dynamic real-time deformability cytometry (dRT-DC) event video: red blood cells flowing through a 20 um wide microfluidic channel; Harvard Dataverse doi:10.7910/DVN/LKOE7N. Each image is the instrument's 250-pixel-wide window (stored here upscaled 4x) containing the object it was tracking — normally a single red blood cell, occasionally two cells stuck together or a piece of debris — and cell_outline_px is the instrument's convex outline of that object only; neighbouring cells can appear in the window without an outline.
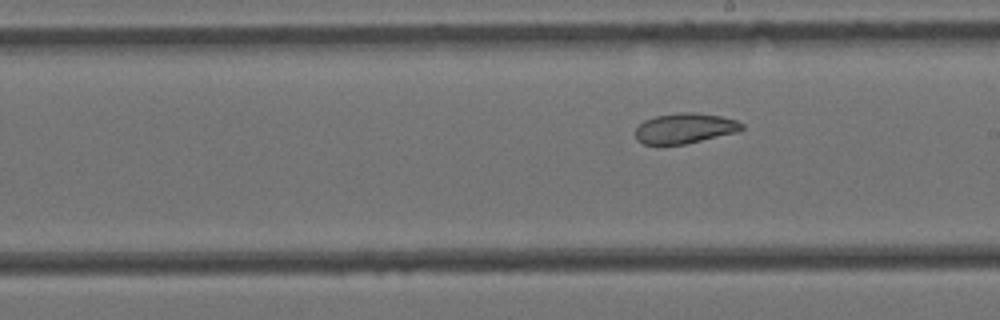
{"species": "Egyptian fruit bat (a non-hibernating species)", "species_latin": "Rousettus aegyptiacus", "temperature_condition": "cold", "stored_images_in_passage": 10, "segment_of_instrument_passage": [2, 2], "camera_frame_rate_fps": 3000, "um_per_image_px": 0.085, "animal": {"sex": "female"}, "frame": {"image": 1, "passage_image": 10, "time_ms": 3.0, "image_size_px": [1000, 320], "cell_outline_px": [[744, 128], [740, 132], [684, 144], [644, 144], [636, 140], [636, 128], [644, 120], [656, 116], [680, 112], [696, 112], [720, 116], [736, 120], [744, 124]], "centroid_in_image_um": [58.25, 10.9], "position_along_channel_um": 230.8, "area_um2": 18.84}}